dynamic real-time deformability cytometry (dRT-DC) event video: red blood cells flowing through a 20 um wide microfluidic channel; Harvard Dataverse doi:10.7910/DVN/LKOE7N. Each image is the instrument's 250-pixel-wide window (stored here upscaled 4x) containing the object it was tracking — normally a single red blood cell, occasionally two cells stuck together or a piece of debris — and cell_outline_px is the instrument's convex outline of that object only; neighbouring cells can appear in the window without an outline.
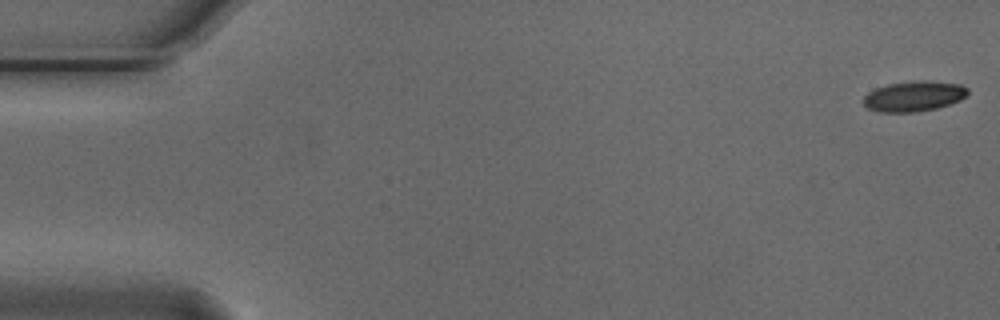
{"species": "Egyptian fruit bat (a non-hibernating species)", "species_latin": "Rousettus aegyptiacus", "temperature_condition": "cold", "stored_images_in_passage": 55, "camera_frame_rate_fps": 3000, "um_per_image_px": 0.085, "animal": {"sex": "male"}, "frame": {"image": 1, "passage_image": 1, "time_ms": 0.0, "image_size_px": [1000, 320], "cell_outline_px": [[968, 96], [960, 100], [936, 108], [916, 112], [876, 112], [868, 108], [864, 104], [864, 96], [868, 92], [876, 88], [888, 84], [920, 80], [928, 80], [960, 84], [968, 88]], "centroid_in_image_um": [77.69, 8.17], "position_along_channel_um": 7.3, "area_um2": 18.5}}
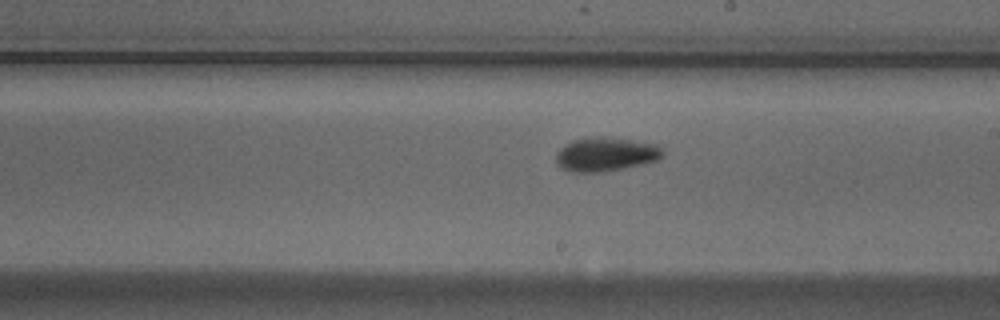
{"frame": {"image": 2, "passage_image": 31, "time_ms": 10.0, "image_size_px": [1000, 320], "cell_outline_px": [[664, 156], [656, 160], [624, 168], [600, 172], [572, 172], [560, 168], [556, 164], [556, 152], [564, 144], [572, 140], [588, 136], [604, 136], [660, 144], [664, 152]], "centroid_in_image_um": [51.46, 13.09], "position_along_channel_um": 237.5, "area_um2": 21.5}}
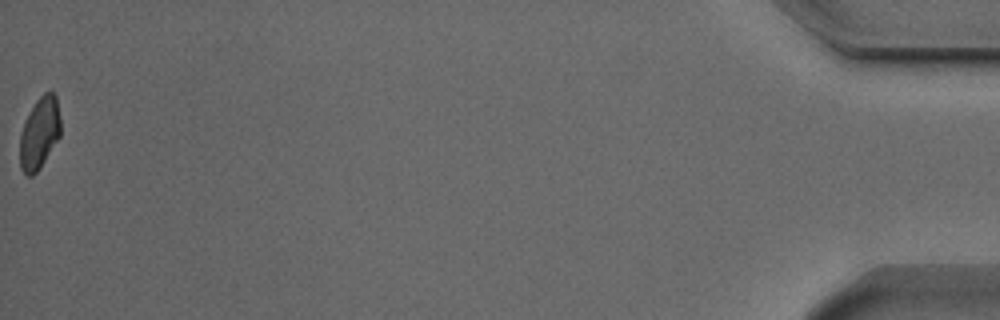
{"frame": {"image": 3, "passage_image": 55, "time_ms": 18.0, "image_size_px": [1000, 320], "cell_outline_px": [[60, 136], [40, 168], [32, 176], [28, 176], [20, 168], [20, 132], [36, 100], [44, 92], [52, 92], [56, 96], [60, 116]], "centroid_in_image_um": [3.36, 11.33], "position_along_channel_um": 431.8, "area_um2": 16.88}, "authors_computed_cell_mechanics": {"area_um2": 19.3052, "velocity_mm_per_s": 3.741, "shape_relaxation_time_tau1_ms": 6.8063, "shape_relaxation_time_tau2_ms": 10.5644, "deformation_change_tau1": 0.14, "deformation_change_tau2": 0.1311}}